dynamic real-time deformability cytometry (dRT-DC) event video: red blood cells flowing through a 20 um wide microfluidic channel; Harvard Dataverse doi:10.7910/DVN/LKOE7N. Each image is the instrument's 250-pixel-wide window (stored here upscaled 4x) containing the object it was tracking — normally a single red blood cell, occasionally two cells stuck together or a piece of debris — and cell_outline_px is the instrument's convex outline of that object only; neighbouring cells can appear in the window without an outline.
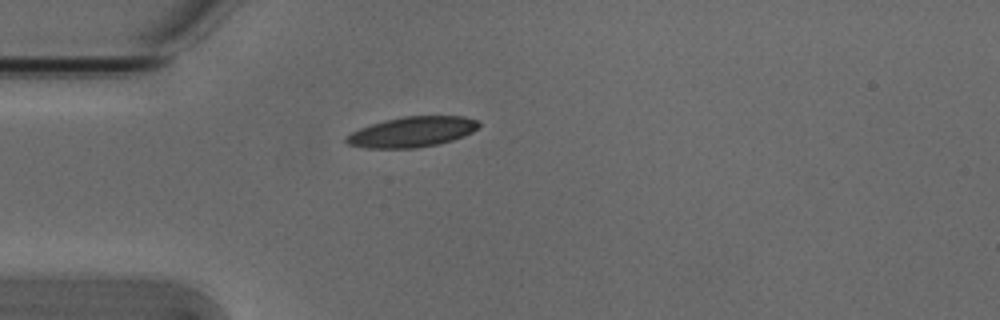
{"species": "Egyptian fruit bat (a non-hibernating species)", "species_latin": "Rousettus aegyptiacus", "temperature_condition": "cold", "stored_images_in_passage": 40, "camera_frame_rate_fps": 3000, "um_per_image_px": 0.085, "animal": {"sex": "male"}, "frame": {"image": 1, "passage_image": 1, "time_ms": 0.0, "image_size_px": [1000, 320], "cell_outline_px": [[480, 124], [472, 132], [464, 136], [440, 144], [416, 148], [364, 148], [348, 144], [344, 140], [344, 136], [360, 128], [384, 120], [404, 116], [464, 116], [476, 120]], "centroid_in_image_um": [35.0, 11.22], "position_along_channel_um": 50.0, "area_um2": 23.47}}
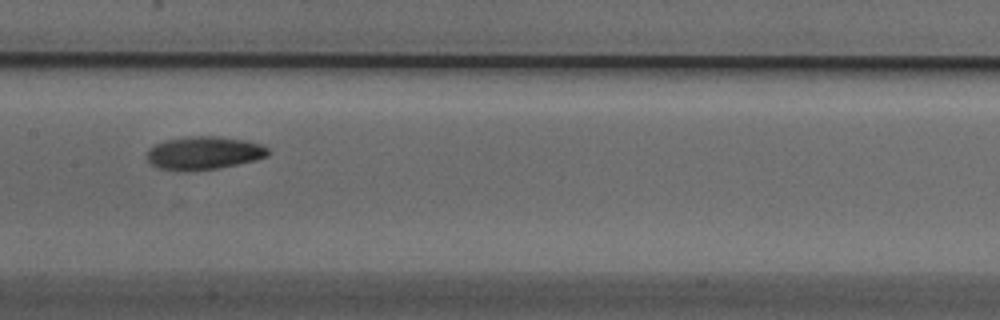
{"frame": {"image": 2, "passage_image": 13, "time_ms": 4.0, "image_size_px": [1000, 320], "cell_outline_px": [[268, 156], [256, 160], [216, 168], [192, 172], [180, 172], [156, 168], [148, 160], [148, 148], [164, 140], [192, 136], [220, 136], [248, 140], [260, 144], [268, 148]], "centroid_in_image_um": [17.31, 13.01], "position_along_channel_um": 190.1, "area_um2": 23.7}}
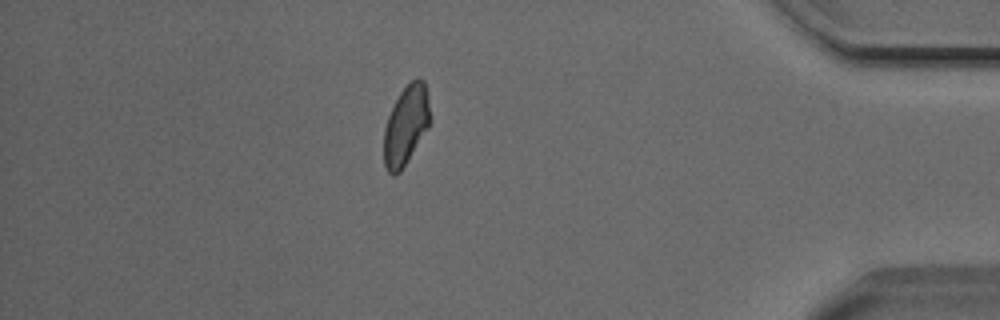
{"frame": {"image": 3, "passage_image": 33, "time_ms": 10.667, "image_size_px": [1000, 320], "cell_outline_px": [[432, 120], [428, 128], [400, 172], [392, 176], [388, 172], [384, 164], [384, 128], [388, 116], [400, 92], [416, 76], [420, 76], [424, 80], [428, 92]], "centroid_in_image_um": [34.54, 10.61], "position_along_channel_um": 400.7, "area_um2": 21.62}, "authors_computed_cell_mechanics": {"area_um2": 22.3686, "velocity_mm_per_s": 3.7961, "shape_relaxation_time_tau1_ms": 3.7308, "shape_relaxation_time_tau2_ms": 5.505, "deformation_change_tau1": 0.1213, "deformation_change_tau2": 0.1054}}